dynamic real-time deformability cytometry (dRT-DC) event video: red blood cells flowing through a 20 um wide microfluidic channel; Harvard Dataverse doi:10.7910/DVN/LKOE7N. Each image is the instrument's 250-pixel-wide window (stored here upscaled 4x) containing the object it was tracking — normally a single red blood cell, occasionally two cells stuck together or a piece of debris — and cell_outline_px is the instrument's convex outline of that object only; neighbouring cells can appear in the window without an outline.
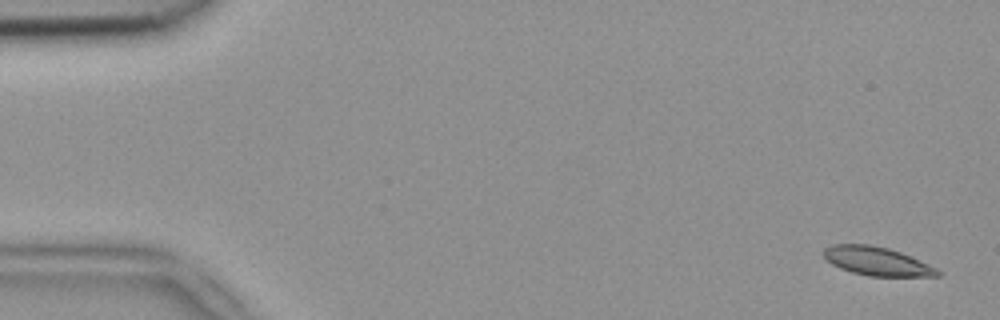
{"species": "common noctule bat (a hibernating species)", "species_latin": "Nyctalus noctula", "temperature_condition": "room temperature", "stored_images_in_passage": 4, "camera_frame_rate_fps": 3000, "um_per_image_px": 0.085, "animal": {"sex": "female", "body_mass_g": 18.4}, "frame": {"image": 1, "passage_image": 1, "time_ms": 0.0, "image_size_px": [1000, 320], "cell_outline_px": [[940, 276], [868, 276], [852, 272], [840, 268], [832, 264], [824, 256], [824, 248], [832, 244], [868, 244], [888, 248], [900, 252], [928, 264], [936, 268], [940, 272]], "centroid_in_image_um": [74.52, 22.2], "position_along_channel_um": 10.5, "area_um2": 18.79}}
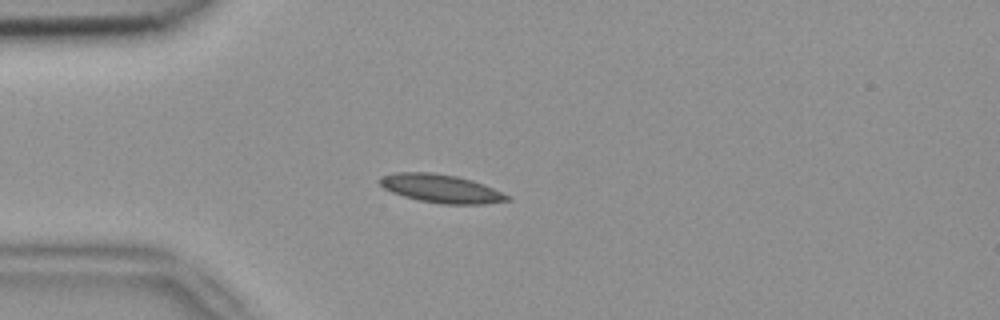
{"frame": {"image": 2, "passage_image": 4, "time_ms": 1.0, "image_size_px": [1000, 320], "cell_outline_px": [[512, 200], [484, 204], [440, 204], [420, 200], [404, 196], [392, 192], [384, 188], [376, 180], [384, 176], [396, 172], [432, 172], [456, 176], [472, 180], [484, 184], [512, 196]], "centroid_in_image_um": [37.53, 16.03], "position_along_channel_um": 47.5, "area_um2": 21.15}}